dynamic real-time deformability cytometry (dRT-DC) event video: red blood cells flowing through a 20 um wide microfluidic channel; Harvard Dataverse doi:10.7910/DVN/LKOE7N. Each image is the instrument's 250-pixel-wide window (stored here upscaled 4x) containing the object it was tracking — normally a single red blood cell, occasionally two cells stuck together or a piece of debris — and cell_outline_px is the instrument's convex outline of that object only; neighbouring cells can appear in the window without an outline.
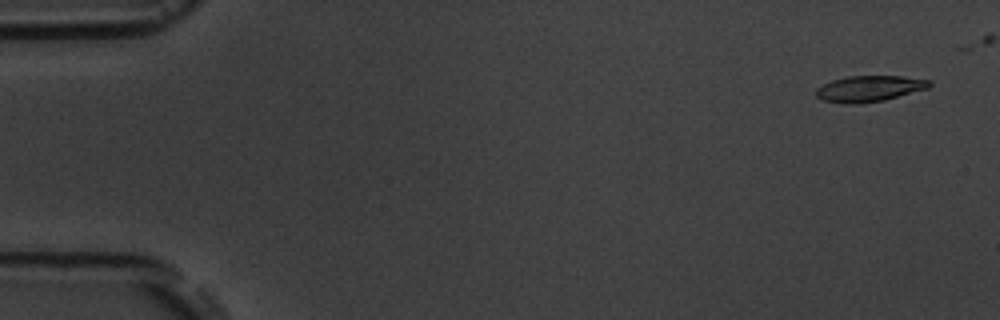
{"species": "common noctule bat (a hibernating species)", "species_latin": "Nyctalus noctula", "temperature_condition": "room temperature", "stored_images_in_passage": 5, "camera_frame_rate_fps": 3000, "um_per_image_px": 0.085, "animal": {"sex": "male", "body_mass_g": 19.5, "forearm_length_mm": 54.6}, "frame": {"image": 1, "passage_image": 1, "time_ms": 0.0, "image_size_px": [1000, 320], "cell_outline_px": [[932, 84], [928, 88], [884, 100], [852, 104], [844, 104], [824, 100], [816, 96], [816, 88], [832, 80], [848, 76], [904, 76], [932, 80]], "centroid_in_image_um": [73.91, 7.52], "position_along_channel_um": 11.1, "area_um2": 17.11}}
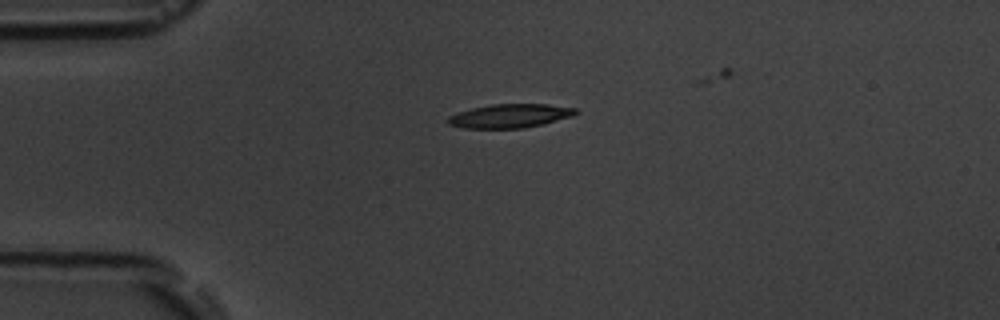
{"frame": {"image": 2, "passage_image": 4, "time_ms": 3.667, "image_size_px": [1000, 320], "cell_outline_px": [[580, 112], [572, 116], [544, 124], [524, 128], [460, 128], [448, 124], [448, 116], [456, 112], [472, 108], [492, 104], [548, 104], [576, 108]], "centroid_in_image_um": [43.35, 9.85], "position_along_channel_um": 41.7, "area_um2": 17.86}}